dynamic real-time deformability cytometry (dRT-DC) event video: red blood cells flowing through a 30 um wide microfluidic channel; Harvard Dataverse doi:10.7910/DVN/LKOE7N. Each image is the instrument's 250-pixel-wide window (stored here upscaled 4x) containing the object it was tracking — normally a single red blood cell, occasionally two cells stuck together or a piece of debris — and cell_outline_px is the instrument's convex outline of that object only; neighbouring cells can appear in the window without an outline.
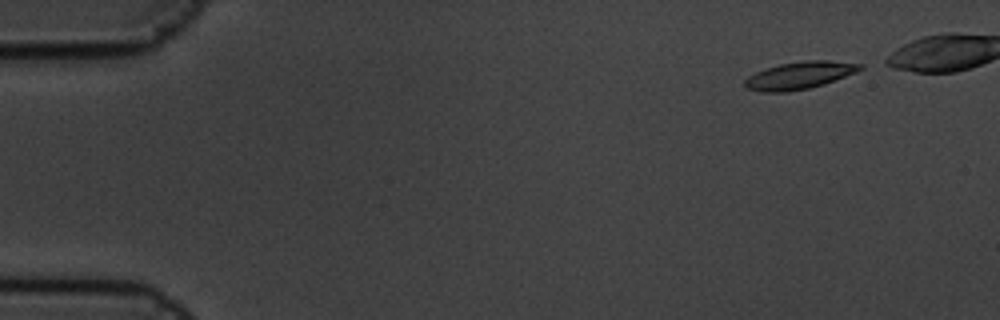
{"species": "common noctule bat (a hibernating species)", "species_latin": "Nyctalus noctula", "temperature_condition": "cold", "stored_images_in_passage": 9, "camera_frame_rate_fps": 3000, "um_per_image_px": 0.085, "animal": {"sex": "male", "body_mass_g": 19.5, "forearm_length_mm": 54.6}, "frame": {"image": 1, "passage_image": 1, "time_ms": 0.0, "image_size_px": [1000, 320], "cell_outline_px": [[864, 68], [856, 72], [824, 84], [808, 88], [788, 92], [764, 92], [744, 88], [744, 80], [748, 76], [764, 68], [780, 64], [804, 60], [828, 60], [864, 64]], "centroid_in_image_um": [67.94, 6.4], "position_along_channel_um": 17.1, "area_um2": 18.5}}
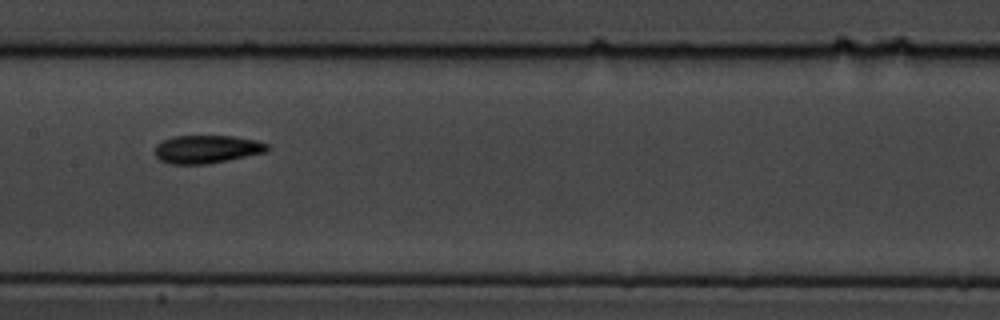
{"frame": {"image": 2, "passage_image": 8, "time_ms": 2.333, "image_size_px": [1000, 320], "cell_outline_px": [[268, 152], [208, 164], [168, 164], [160, 160], [156, 156], [156, 144], [172, 136], [232, 136], [256, 140], [268, 144]], "centroid_in_image_um": [17.59, 12.69], "position_along_channel_um": 189.8, "area_um2": 18.44}}
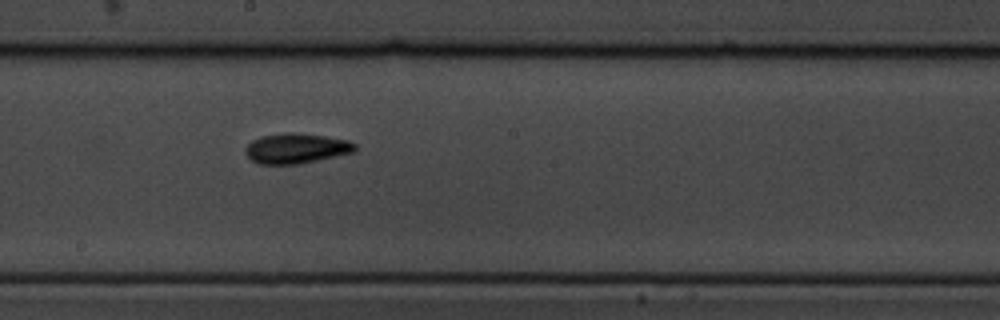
{"frame": {"image": 3, "passage_image": 9, "time_ms": 2.667, "image_size_px": [1000, 320], "cell_outline_px": [[356, 148], [352, 152], [336, 156], [300, 164], [256, 164], [244, 152], [244, 148], [252, 140], [260, 136], [288, 132], [296, 132], [324, 136], [348, 140], [356, 144]], "centroid_in_image_um": [25.14, 12.61], "position_along_channel_um": 223.1, "area_um2": 19.31}}